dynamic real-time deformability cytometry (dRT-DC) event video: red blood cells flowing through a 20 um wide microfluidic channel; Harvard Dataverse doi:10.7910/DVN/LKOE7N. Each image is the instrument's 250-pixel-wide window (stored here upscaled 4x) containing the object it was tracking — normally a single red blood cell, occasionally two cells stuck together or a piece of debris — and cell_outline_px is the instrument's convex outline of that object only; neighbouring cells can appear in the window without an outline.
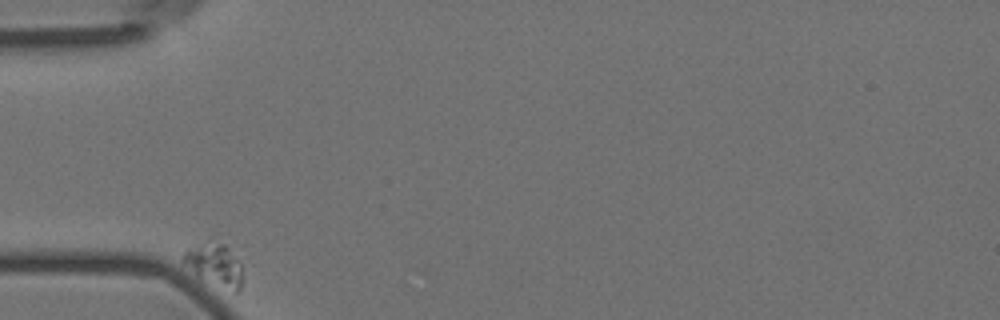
{"species": "Egyptian fruit bat (a non-hibernating species)", "species_latin": "Rousettus aegyptiacus", "temperature_condition": "room temperature", "stored_images_in_passage": 40, "camera_frame_rate_fps": 3000, "um_per_image_px": 0.085, "animal": {"sex": "female"}, "frame": {"image": 1, "passage_image": 1, "time_ms": 0.0, "image_size_px": [1000, 320], "cell_outline_px": [[244, 284], [240, 292], [236, 292], [196, 276], [180, 264], [180, 260], [184, 252], [188, 248], [208, 236], [212, 236], [224, 244], [240, 260], [244, 280]], "centroid_in_image_um": [18.22, 22.42], "position_along_channel_um": 66.8, "area_um2": 15.9}}
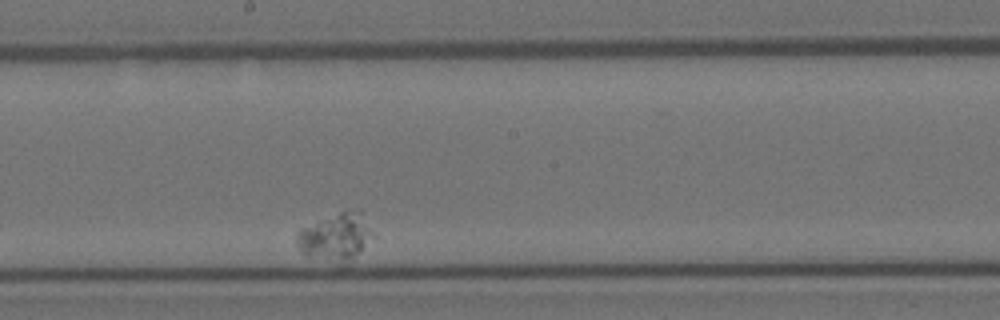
{"frame": {"image": 2, "passage_image": 23, "time_ms": 7.333, "image_size_px": [1000, 320], "cell_outline_px": [[376, 236], [352, 256], [344, 260], [340, 260], [304, 256], [296, 244], [296, 232], [300, 228], [348, 208], [360, 208]], "centroid_in_image_um": [28.53, 20.02], "position_along_channel_um": 219.7, "area_um2": 20.69}}
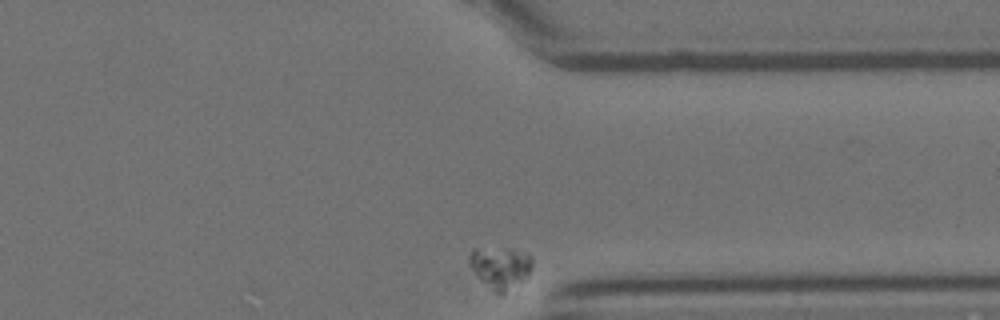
{"frame": {"image": 3, "passage_image": 40, "time_ms": 13.0, "image_size_px": [1000, 320], "cell_outline_px": [[532, 268], [528, 276], [524, 280], [504, 292], [496, 292], [480, 280], [472, 268], [468, 260], [468, 256], [472, 248], [512, 248], [528, 252], [532, 256]], "centroid_in_image_um": [42.56, 22.67], "position_along_channel_um": 368.8, "area_um2": 15.43}}